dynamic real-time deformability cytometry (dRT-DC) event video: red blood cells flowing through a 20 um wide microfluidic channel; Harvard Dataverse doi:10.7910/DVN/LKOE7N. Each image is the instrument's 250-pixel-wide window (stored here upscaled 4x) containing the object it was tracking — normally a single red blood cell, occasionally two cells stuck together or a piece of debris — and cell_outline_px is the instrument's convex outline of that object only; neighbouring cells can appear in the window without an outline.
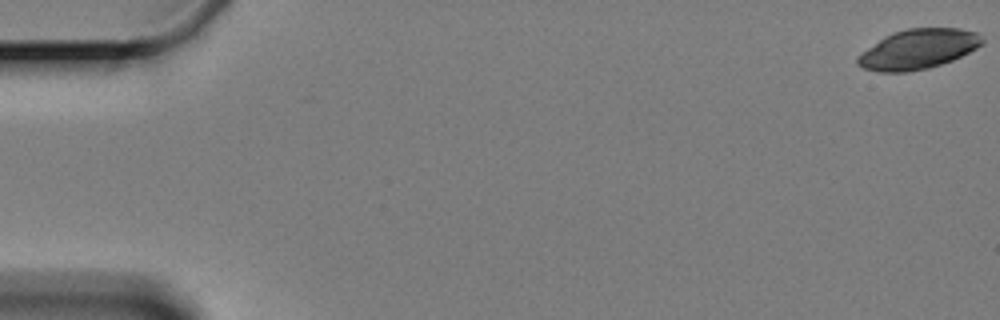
{"species": "Egyptian fruit bat (a non-hibernating species)", "species_latin": "Rousettus aegyptiacus", "temperature_condition": "cold", "stored_images_in_passage": 3, "camera_frame_rate_fps": 3000, "um_per_image_px": 0.085, "animal": {"sex": "female"}, "frame": {"image": 1, "passage_image": 1, "time_ms": 0.0, "image_size_px": [1000, 320], "cell_outline_px": [[984, 44], [952, 60], [928, 68], [908, 72], [880, 72], [864, 68], [856, 64], [856, 56], [884, 36], [892, 32], [908, 28], [960, 28], [976, 32], [984, 40]], "centroid_in_image_um": [78.02, 4.17], "position_along_channel_um": 7.0, "area_um2": 28.9}}